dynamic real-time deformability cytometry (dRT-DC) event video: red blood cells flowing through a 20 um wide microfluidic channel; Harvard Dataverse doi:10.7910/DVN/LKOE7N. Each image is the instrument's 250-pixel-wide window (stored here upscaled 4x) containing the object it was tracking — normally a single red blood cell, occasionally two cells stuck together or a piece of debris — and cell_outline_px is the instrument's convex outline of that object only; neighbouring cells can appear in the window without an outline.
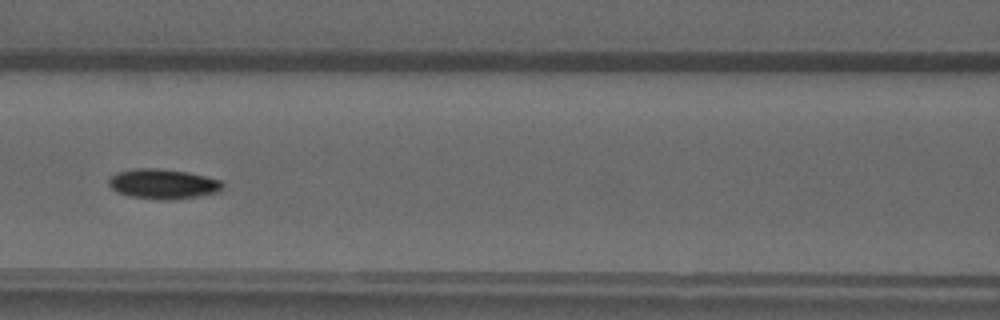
{"species": "common noctule bat (a hibernating species)", "species_latin": "Nyctalus noctula", "temperature_condition": "warm", "stored_images_in_passage": 50, "camera_frame_rate_fps": 3000, "um_per_image_px": 0.085, "animal": {"sex": "male", "forearm_length_mm": 52.5}, "frame": {"image": 1, "passage_image": 22, "time_ms": 7.0, "image_size_px": [1000, 320], "cell_outline_px": [[224, 188], [220, 192], [200, 196], [176, 200], [168, 200], [132, 196], [116, 192], [108, 184], [108, 180], [112, 176], [120, 172], [136, 168], [156, 168], [188, 172], [220, 180], [224, 184]], "centroid_in_image_um": [13.92, 15.64], "position_along_channel_um": 152.7, "area_um2": 19.83}}
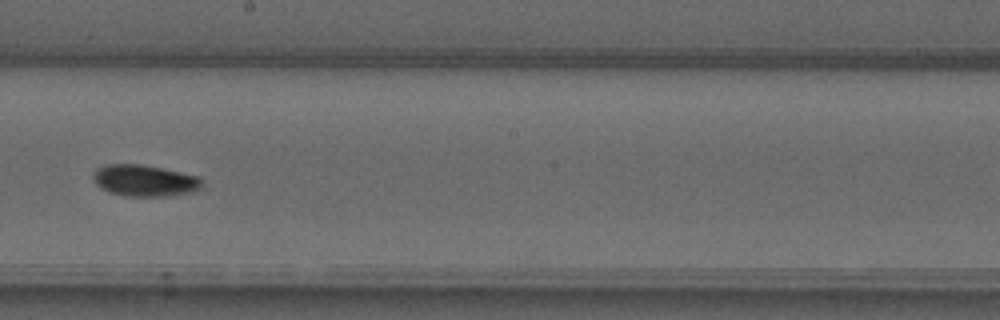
{"frame": {"image": 2, "passage_image": 28, "time_ms": 9.0, "image_size_px": [1000, 320], "cell_outline_px": [[204, 188], [192, 192], [168, 196], [124, 196], [108, 192], [100, 188], [92, 180], [92, 176], [96, 168], [108, 164], [140, 164], [200, 176], [204, 184]], "centroid_in_image_um": [12.3, 15.36], "position_along_channel_um": 235.9, "area_um2": 20.29}}
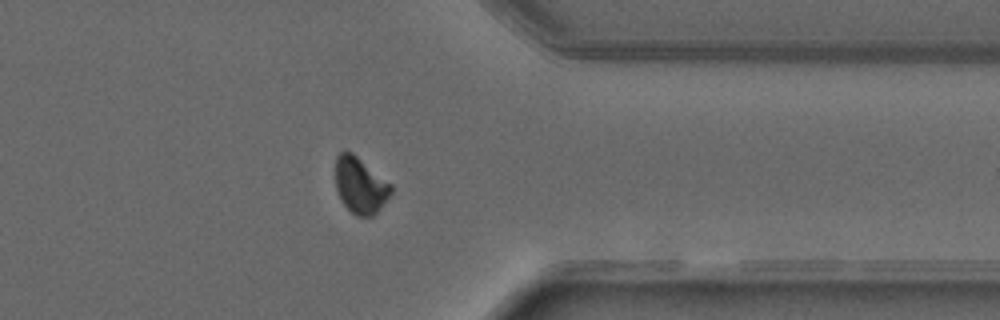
{"frame": {"image": 3, "passage_image": 39, "time_ms": 12.667, "image_size_px": [1000, 320], "cell_outline_px": [[392, 192], [376, 212], [372, 216], [356, 216], [344, 204], [336, 192], [336, 156], [340, 152], [352, 152], [392, 184]], "centroid_in_image_um": [30.62, 15.74], "position_along_channel_um": 380.8, "area_um2": 17.98}}